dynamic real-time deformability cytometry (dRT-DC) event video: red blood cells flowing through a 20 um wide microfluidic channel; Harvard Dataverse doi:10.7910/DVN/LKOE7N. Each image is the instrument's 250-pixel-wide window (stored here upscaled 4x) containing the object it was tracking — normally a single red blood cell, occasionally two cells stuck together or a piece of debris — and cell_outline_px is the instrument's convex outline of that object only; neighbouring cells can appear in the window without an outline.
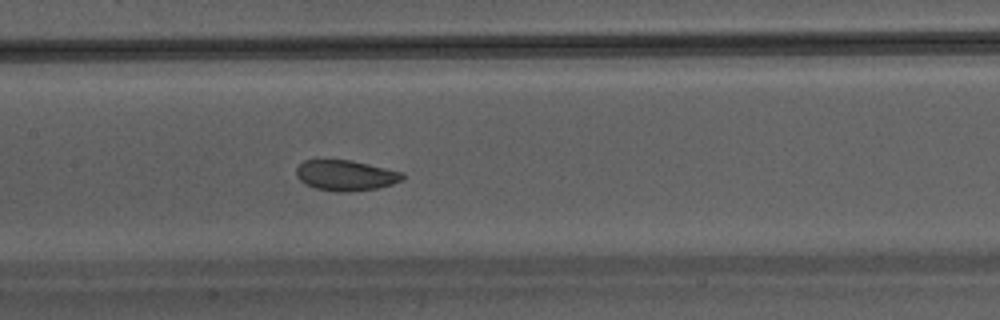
{"species": "Egyptian fruit bat (a non-hibernating species)", "species_latin": "Rousettus aegyptiacus", "temperature_condition": "warm", "stored_images_in_passage": 42, "camera_frame_rate_fps": 3000, "um_per_image_px": 0.085, "animal": {"sex": "male"}, "frame": {"image": 1, "passage_image": 19, "time_ms": 6.0, "image_size_px": [1000, 320], "cell_outline_px": [[404, 176], [400, 180], [392, 184], [376, 188], [348, 192], [336, 192], [316, 188], [304, 184], [296, 176], [296, 168], [304, 160], [352, 160], [404, 172]], "centroid_in_image_um": [29.37, 14.9], "position_along_channel_um": 178.0, "area_um2": 18.9}}
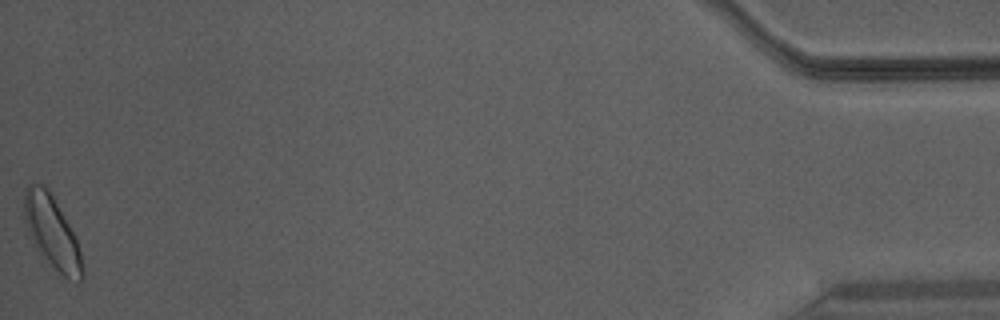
{"frame": {"image": 2, "passage_image": 42, "time_ms": 13.667, "image_size_px": [1000, 320], "cell_outline_px": [[84, 276], [80, 280], [68, 280], [48, 260], [36, 244], [28, 232], [24, 220], [24, 192], [28, 184], [44, 184], [48, 188], [68, 224], [76, 240], [80, 252], [84, 272]], "centroid_in_image_um": [4.41, 19.69], "position_along_channel_um": 430.8, "area_um2": 23.52}}